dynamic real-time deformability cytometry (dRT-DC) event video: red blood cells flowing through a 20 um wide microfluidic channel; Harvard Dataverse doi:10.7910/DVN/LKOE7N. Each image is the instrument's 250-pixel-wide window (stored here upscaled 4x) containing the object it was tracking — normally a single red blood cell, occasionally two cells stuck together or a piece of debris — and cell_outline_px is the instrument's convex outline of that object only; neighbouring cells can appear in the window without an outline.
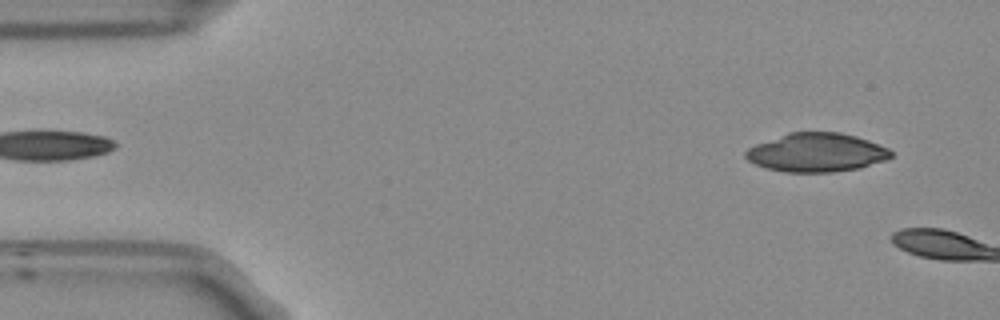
{"species": "Egyptian fruit bat (a non-hibernating species)", "species_latin": "Rousettus aegyptiacus", "temperature_condition": "room temperature", "stored_images_in_passage": 6, "camera_frame_rate_fps": 3000, "um_per_image_px": 0.085, "frame": {"image": 1, "passage_image": 4, "time_ms": 1.0, "image_size_px": [1000, 320], "cell_outline_px": [[892, 156], [888, 160], [860, 168], [832, 172], [784, 172], [764, 168], [748, 160], [744, 156], [744, 152], [748, 148], [756, 144], [788, 132], [840, 132], [856, 136], [868, 140], [888, 148], [892, 152]], "centroid_in_image_um": [69.41, 12.97], "position_along_channel_um": 15.6, "area_um2": 33.0}}